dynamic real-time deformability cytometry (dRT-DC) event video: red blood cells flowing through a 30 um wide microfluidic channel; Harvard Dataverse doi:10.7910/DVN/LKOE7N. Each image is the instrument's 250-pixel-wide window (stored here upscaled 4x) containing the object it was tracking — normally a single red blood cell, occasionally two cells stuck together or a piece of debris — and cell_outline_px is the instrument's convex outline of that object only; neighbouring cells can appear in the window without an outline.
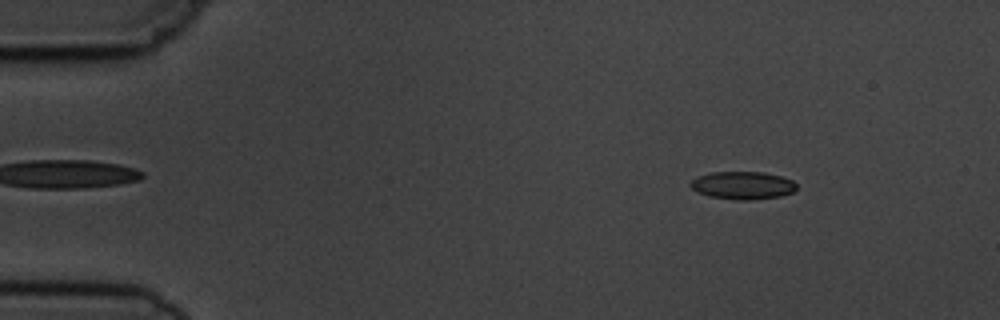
{"species": "common noctule bat (a hibernating species)", "species_latin": "Nyctalus noctula", "temperature_condition": "cold", "stored_images_in_passage": 6, "camera_frame_rate_fps": 3000, "um_per_image_px": 0.085, "animal": {"sex": "male", "body_mass_g": 19.5, "forearm_length_mm": 54.6}, "frame": {"image": 1, "passage_image": 2, "time_ms": 1.333, "image_size_px": [1000, 320], "cell_outline_px": [[796, 188], [792, 192], [780, 196], [752, 200], [736, 200], [708, 196], [696, 192], [688, 184], [696, 176], [712, 172], [764, 172], [780, 176], [792, 180], [796, 184]], "centroid_in_image_um": [63.09, 15.76], "position_along_channel_um": 21.9, "area_um2": 17.28}}
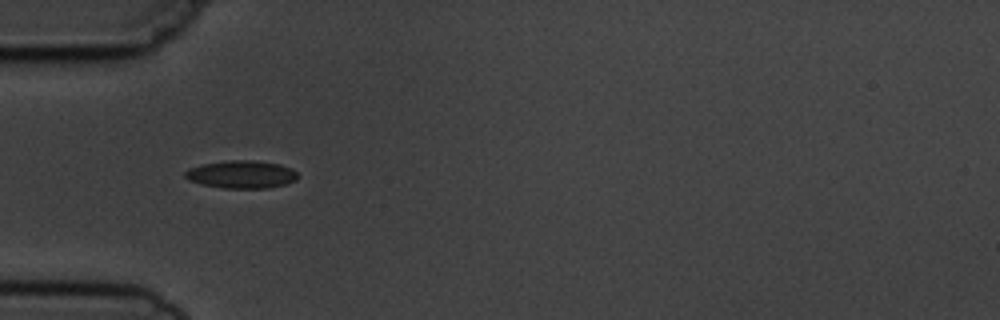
{"frame": {"image": 2, "passage_image": 5, "time_ms": 4.667, "image_size_px": [1000, 320], "cell_outline_px": [[296, 180], [284, 184], [268, 188], [224, 188], [204, 184], [188, 180], [184, 176], [184, 172], [188, 168], [200, 164], [228, 160], [252, 160], [280, 164], [292, 168], [296, 172]], "centroid_in_image_um": [20.49, 14.81], "position_along_channel_um": 64.5, "area_um2": 18.21}}
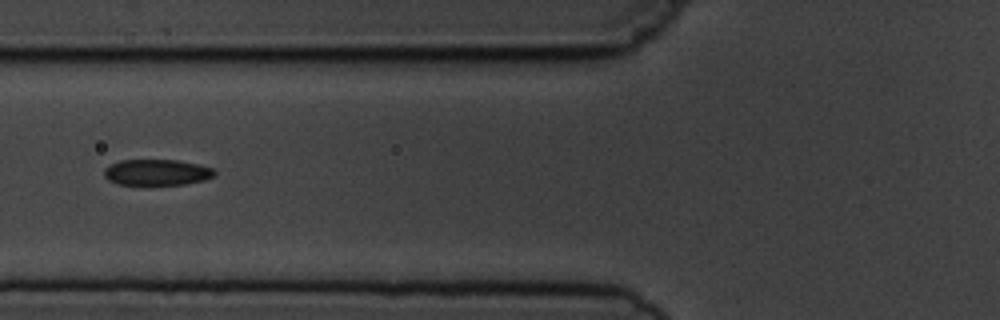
{"frame": {"image": 3, "passage_image": 6, "time_ms": 6.0, "image_size_px": [1000, 320], "cell_outline_px": [[216, 176], [204, 180], [184, 184], [116, 184], [108, 180], [104, 176], [104, 168], [120, 160], [176, 160], [200, 164], [212, 168], [216, 172]], "centroid_in_image_um": [13.35, 14.64], "position_along_channel_um": 112.5, "area_um2": 16.7}}